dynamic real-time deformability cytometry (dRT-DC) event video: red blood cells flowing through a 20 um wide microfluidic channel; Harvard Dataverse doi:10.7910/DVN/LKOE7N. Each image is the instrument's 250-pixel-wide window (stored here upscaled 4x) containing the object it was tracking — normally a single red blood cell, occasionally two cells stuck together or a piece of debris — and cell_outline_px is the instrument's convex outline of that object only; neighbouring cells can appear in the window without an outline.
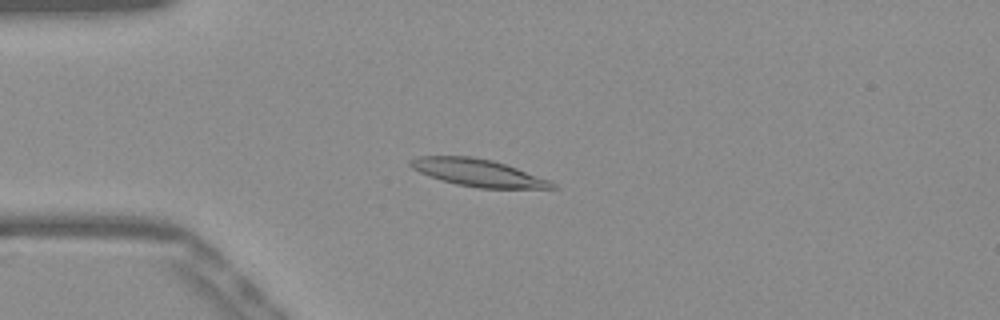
{"species": "Egyptian fruit bat (a non-hibernating species)", "species_latin": "Rousettus aegyptiacus", "temperature_condition": "warm", "stored_images_in_passage": 53, "camera_frame_rate_fps": 3000, "um_per_image_px": 0.085, "frame": {"image": 1, "passage_image": 14, "time_ms": 4.333, "image_size_px": [1000, 320], "cell_outline_px": [[560, 188], [476, 188], [456, 184], [440, 180], [420, 172], [412, 168], [408, 164], [408, 160], [416, 156], [472, 156], [492, 160], [516, 168], [548, 180], [556, 184]], "centroid_in_image_um": [40.57, 14.68], "position_along_channel_um": 44.4, "area_um2": 22.43}}
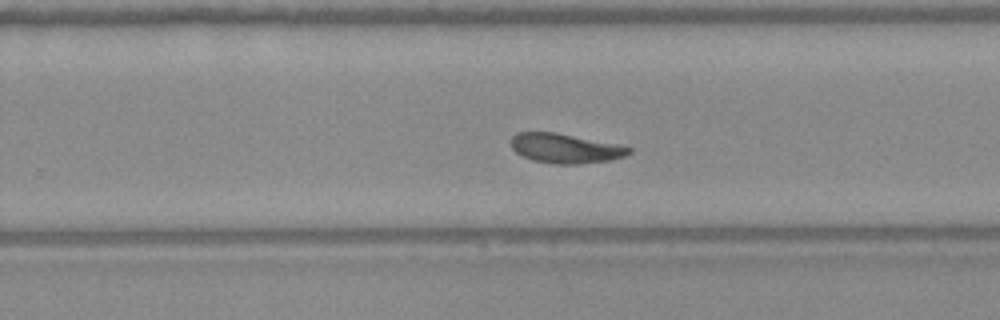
{"frame": {"image": 2, "passage_image": 34, "time_ms": 11.0, "image_size_px": [1000, 320], "cell_outline_px": [[632, 152], [624, 156], [612, 160], [576, 164], [552, 164], [532, 160], [516, 152], [512, 148], [512, 136], [516, 132], [556, 132], [624, 144], [632, 148]], "centroid_in_image_um": [48.12, 12.6], "position_along_channel_um": 281.7, "area_um2": 20.69}}
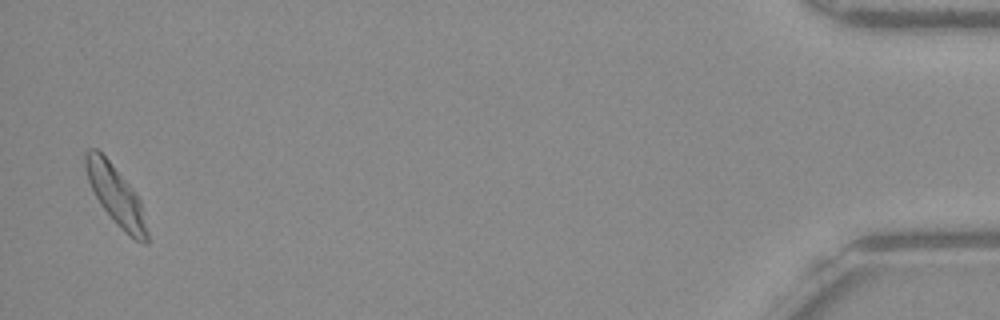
{"frame": {"image": 3, "passage_image": 52, "time_ms": 17.0, "image_size_px": [1000, 320], "cell_outline_px": [[148, 244], [144, 244], [136, 240], [120, 228], [116, 224], [100, 204], [88, 180], [84, 164], [84, 152], [88, 148], [96, 148], [108, 160], [132, 188], [140, 200], [148, 232]], "centroid_in_image_um": [9.84, 16.61], "position_along_channel_um": 425.4, "area_um2": 20.87}, "authors_computed_cell_mechanics": {"area_um2": 20.8658, "velocity_mm_per_s": 3.8698, "shape_relaxation_time_tau1_ms": 6.4168, "shape_relaxation_time_tau2_ms": 4.6227, "deformation_change_tau1": 0.1761, "deformation_change_tau2": 0.1166}}